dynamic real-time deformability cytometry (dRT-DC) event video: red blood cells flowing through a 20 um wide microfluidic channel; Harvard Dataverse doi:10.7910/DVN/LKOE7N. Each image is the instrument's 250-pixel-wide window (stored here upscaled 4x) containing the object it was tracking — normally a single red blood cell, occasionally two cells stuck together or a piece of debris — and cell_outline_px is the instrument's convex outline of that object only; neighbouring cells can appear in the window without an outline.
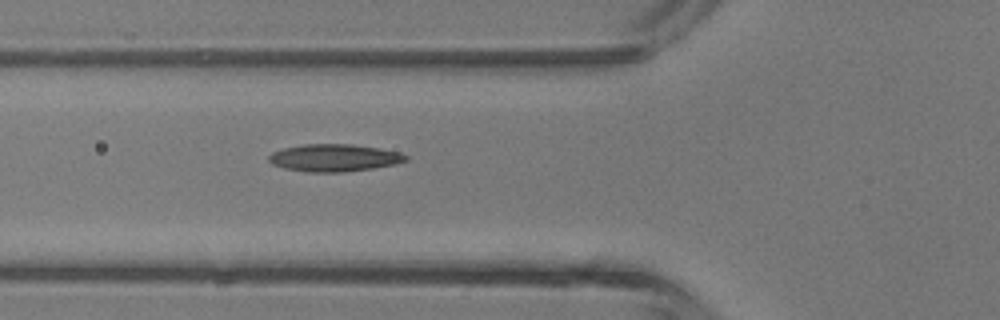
{"species": "common noctule bat (a hibernating species)", "species_latin": "Nyctalus noctula", "temperature_condition": "room temperature", "stored_images_in_passage": 5, "camera_frame_rate_fps": 3000, "um_per_image_px": 0.085, "animal": {"sex": "male", "body_mass_g": 13.3}, "frame": {"image": 1, "passage_image": 5, "time_ms": 4.667, "image_size_px": [1000, 320], "cell_outline_px": [[408, 160], [396, 164], [372, 168], [344, 172], [308, 172], [284, 168], [272, 164], [268, 160], [268, 156], [272, 152], [284, 148], [304, 144], [352, 144], [380, 148], [400, 152], [408, 156]], "centroid_in_image_um": [28.42, 13.41], "position_along_channel_um": 97.4, "area_um2": 21.91}}